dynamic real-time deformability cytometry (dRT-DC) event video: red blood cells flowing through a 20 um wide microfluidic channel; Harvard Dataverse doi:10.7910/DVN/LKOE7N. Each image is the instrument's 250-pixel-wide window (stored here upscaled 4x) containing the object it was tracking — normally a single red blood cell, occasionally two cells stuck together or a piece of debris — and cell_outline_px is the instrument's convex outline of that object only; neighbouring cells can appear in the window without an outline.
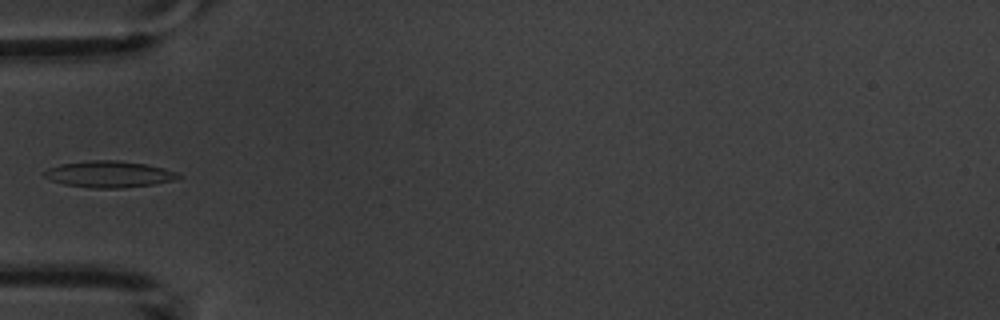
{"species": "common noctule bat (a hibernating species)", "species_latin": "Nyctalus noctula", "temperature_condition": "warm", "stored_images_in_passage": 6, "camera_frame_rate_fps": 3000, "um_per_image_px": 0.085, "animal": {"sex": "male", "body_mass_g": 20.1, "forearm_length_mm": 53.5}, "frame": {"image": 1, "passage_image": 6, "time_ms": 5.667, "image_size_px": [1000, 320], "cell_outline_px": [[184, 176], [172, 180], [152, 184], [124, 188], [92, 188], [64, 184], [48, 180], [44, 176], [44, 172], [48, 168], [60, 164], [92, 160], [120, 160], [148, 164], [164, 168], [176, 172]], "centroid_in_image_um": [9.26, 14.8], "position_along_channel_um": 75.7, "area_um2": 20.75}}